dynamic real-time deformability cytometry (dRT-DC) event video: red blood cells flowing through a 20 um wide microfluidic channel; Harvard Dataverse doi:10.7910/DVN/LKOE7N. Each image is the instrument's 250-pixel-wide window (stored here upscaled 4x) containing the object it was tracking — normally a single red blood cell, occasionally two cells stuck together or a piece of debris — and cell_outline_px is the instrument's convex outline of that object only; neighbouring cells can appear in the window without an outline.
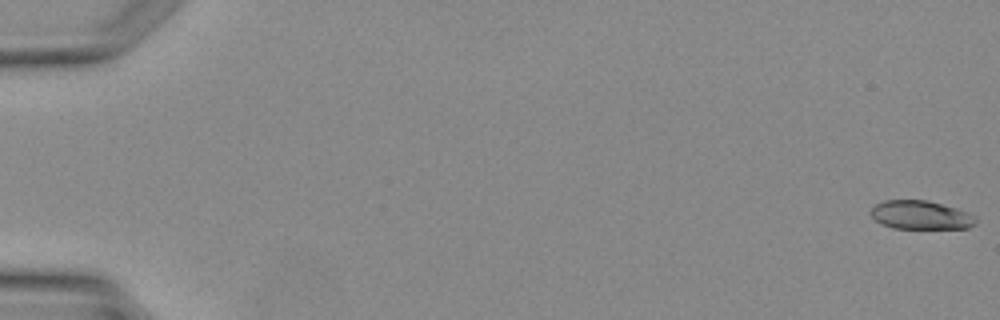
{"species": "Egyptian fruit bat (a non-hibernating species)", "species_latin": "Rousettus aegyptiacus", "temperature_condition": "warm", "stored_images_in_passage": 5, "segment_of_instrument_passage": [1, 2], "camera_frame_rate_fps": 3000, "um_per_image_px": 0.085, "animal": {"sex": "female"}, "frame": {"image": 1, "passage_image": 1, "time_ms": 0.0, "image_size_px": [1000, 320], "cell_outline_px": [[976, 224], [968, 228], [892, 228], [880, 224], [868, 212], [876, 204], [884, 200], [924, 200], [956, 208], [976, 216]], "centroid_in_image_um": [78.23, 18.28], "position_along_channel_um": 6.8, "area_um2": 17.46}}